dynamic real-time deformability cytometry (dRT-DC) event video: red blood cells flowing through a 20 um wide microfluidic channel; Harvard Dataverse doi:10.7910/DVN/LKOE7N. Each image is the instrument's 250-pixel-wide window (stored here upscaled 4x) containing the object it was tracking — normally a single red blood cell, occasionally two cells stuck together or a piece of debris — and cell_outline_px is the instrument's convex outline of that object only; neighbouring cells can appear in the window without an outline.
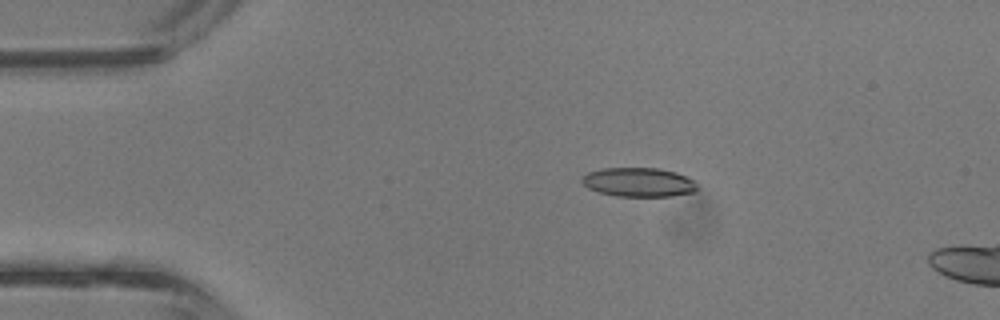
{"species": "common noctule bat (a hibernating species)", "species_latin": "Nyctalus noctula", "temperature_condition": "room temperature", "stored_images_in_passage": 42, "camera_frame_rate_fps": 3000, "um_per_image_px": 0.085, "animal": {"sex": "male", "body_mass_g": 13.3}, "frame": {"image": 1, "passage_image": 8, "time_ms": 2.333, "image_size_px": [1000, 320], "cell_outline_px": [[696, 192], [672, 196], [616, 196], [600, 192], [588, 188], [580, 180], [588, 172], [600, 168], [660, 168], [676, 172], [692, 180], [696, 184]], "centroid_in_image_um": [54.28, 15.48], "position_along_channel_um": 30.7, "area_um2": 19.48}}
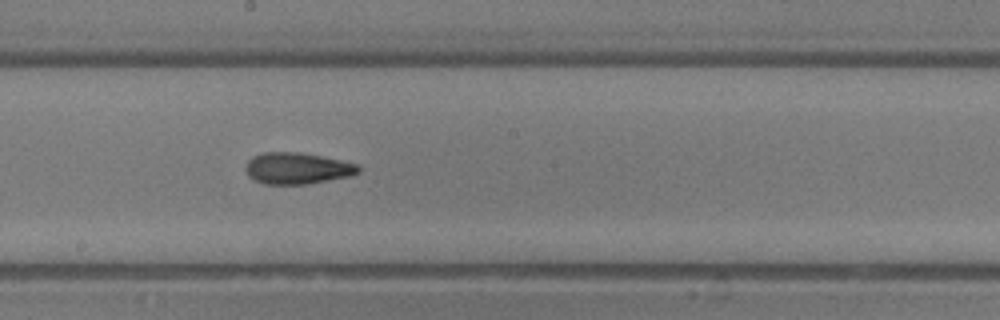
{"frame": {"image": 2, "passage_image": 23, "time_ms": 7.333, "image_size_px": [1000, 320], "cell_outline_px": [[360, 172], [352, 176], [308, 184], [264, 184], [248, 176], [244, 168], [248, 160], [252, 156], [264, 152], [296, 152], [320, 156], [360, 164]], "centroid_in_image_um": [25.27, 14.31], "position_along_channel_um": 222.9, "area_um2": 20.81}}
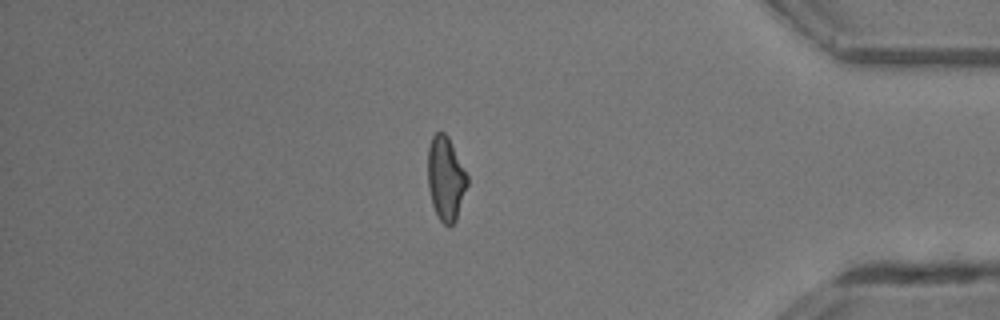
{"frame": {"image": 3, "passage_image": 36, "time_ms": 11.667, "image_size_px": [1000, 320], "cell_outline_px": [[468, 184], [456, 220], [448, 228], [440, 220], [432, 204], [428, 188], [428, 148], [432, 136], [436, 132], [444, 132], [448, 136], [468, 176]], "centroid_in_image_um": [37.89, 15.18], "position_along_channel_um": 397.3, "area_um2": 19.31}, "authors_computed_cell_mechanics": {"area_um2": 19.9121, "velocity_mm_per_s": 4.8552, "shape_relaxation_time_tau1_ms": 6.4251, "shape_relaxation_time_tau2_ms": 3.0394, "deformation_change_tau1": 0.1776, "deformation_change_tau2": 0.1197}}